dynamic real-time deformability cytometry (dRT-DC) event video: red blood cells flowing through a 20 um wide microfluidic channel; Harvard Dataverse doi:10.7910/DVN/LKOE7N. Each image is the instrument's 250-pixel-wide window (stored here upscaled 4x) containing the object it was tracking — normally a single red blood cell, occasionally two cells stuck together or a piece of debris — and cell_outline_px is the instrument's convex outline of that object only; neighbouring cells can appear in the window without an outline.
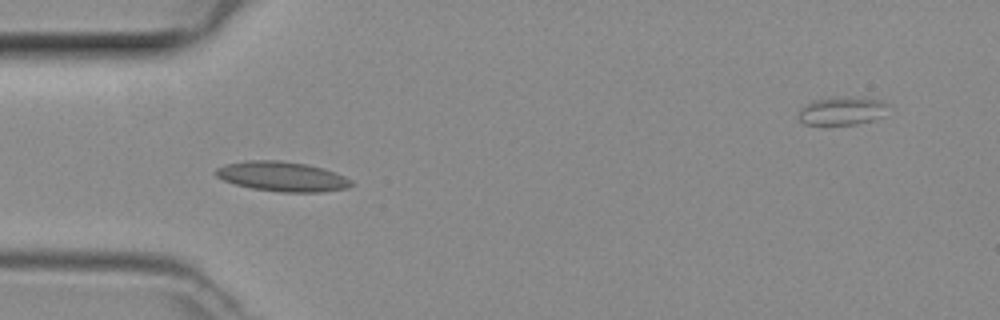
{"species": "common noctule bat (a hibernating species)", "species_latin": "Nyctalus noctula", "temperature_condition": "room temperature", "stored_images_in_passage": 42, "segment_of_instrument_passage": [1, 2], "camera_frame_rate_fps": 3000, "um_per_image_px": 0.085, "animal": {"sex": "female", "body_mass_g": 29.2, "forearm_length_mm": 56.3}, "frame": {"image": 1, "passage_image": 7, "time_ms": 2.0, "image_size_px": [1000, 320], "cell_outline_px": [[356, 184], [348, 188], [320, 192], [280, 192], [252, 188], [236, 184], [224, 180], [216, 176], [212, 172], [216, 168], [224, 164], [244, 160], [280, 160], [308, 164], [324, 168], [336, 172], [352, 180]], "centroid_in_image_um": [24.0, 14.99], "position_along_channel_um": 61.0, "area_um2": 23.87}}
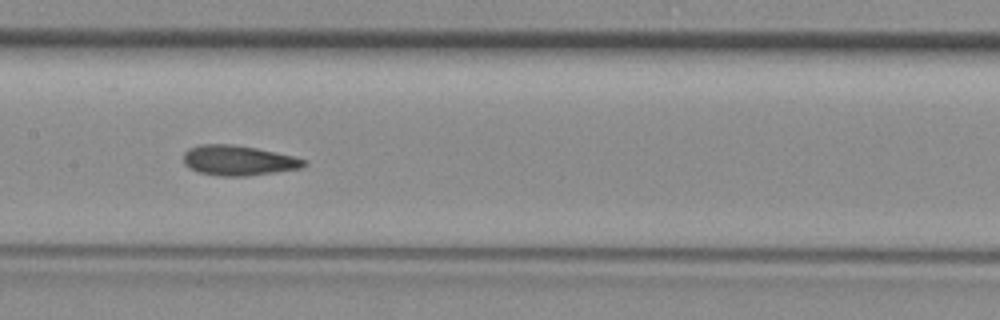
{"frame": {"image": 2, "passage_image": 16, "time_ms": 5.0, "image_size_px": [1000, 320], "cell_outline_px": [[308, 164], [300, 168], [244, 176], [220, 176], [200, 172], [188, 168], [184, 164], [184, 152], [188, 148], [200, 144], [232, 144], [256, 148], [296, 156], [308, 160]], "centroid_in_image_um": [20.26, 13.62], "position_along_channel_um": 187.1, "area_um2": 21.15}}
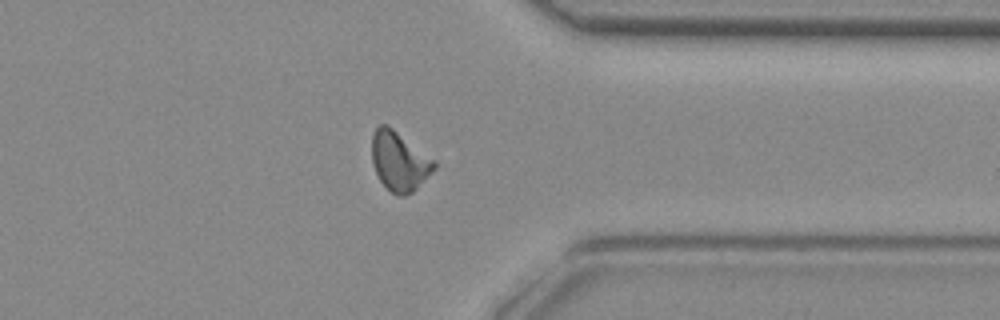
{"frame": {"image": 3, "passage_image": 30, "time_ms": 9.667, "image_size_px": [1000, 320], "cell_outline_px": [[436, 168], [412, 192], [404, 196], [400, 196], [392, 192], [380, 180], [376, 172], [372, 160], [372, 132], [380, 124], [388, 124], [436, 160]], "centroid_in_image_um": [33.95, 13.67], "position_along_channel_um": 377.4, "area_um2": 21.5}}